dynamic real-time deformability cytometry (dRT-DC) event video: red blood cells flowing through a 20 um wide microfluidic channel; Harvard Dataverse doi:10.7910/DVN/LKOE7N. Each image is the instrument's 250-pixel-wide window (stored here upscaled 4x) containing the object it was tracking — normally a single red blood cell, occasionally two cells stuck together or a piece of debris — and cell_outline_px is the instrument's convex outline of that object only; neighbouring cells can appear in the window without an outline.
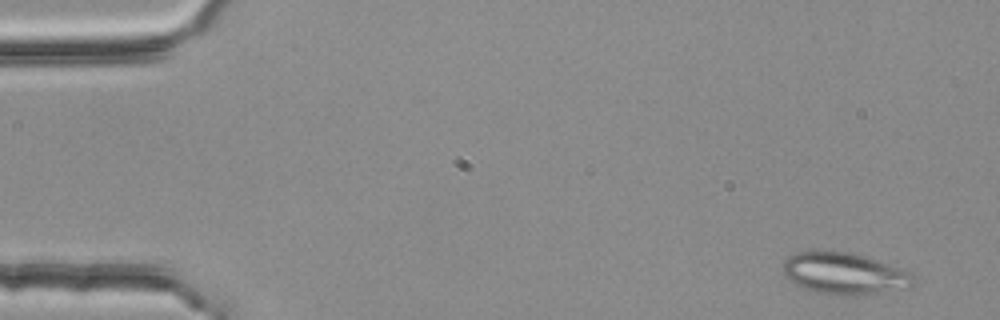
{"species": "common noctule bat (a hibernating species)", "species_latin": "Nyctalus noctula", "temperature_condition": "room temperature", "stored_images_in_passage": 4, "camera_frame_rate_fps": 3000, "um_per_image_px": 0.085, "animal": {"sex": "female", "body_mass_g": 25.1}, "frame": {"image": 1, "passage_image": 1, "time_ms": 0.0, "image_size_px": [1000, 320], "cell_outline_px": [[916, 284], [912, 288], [860, 296], [840, 296], [816, 292], [800, 288], [784, 276], [784, 260], [788, 256], [796, 252], [852, 252], [868, 256], [912, 272], [916, 276]], "centroid_in_image_um": [71.86, 23.28], "position_along_channel_um": 13.1, "area_um2": 32.54}}